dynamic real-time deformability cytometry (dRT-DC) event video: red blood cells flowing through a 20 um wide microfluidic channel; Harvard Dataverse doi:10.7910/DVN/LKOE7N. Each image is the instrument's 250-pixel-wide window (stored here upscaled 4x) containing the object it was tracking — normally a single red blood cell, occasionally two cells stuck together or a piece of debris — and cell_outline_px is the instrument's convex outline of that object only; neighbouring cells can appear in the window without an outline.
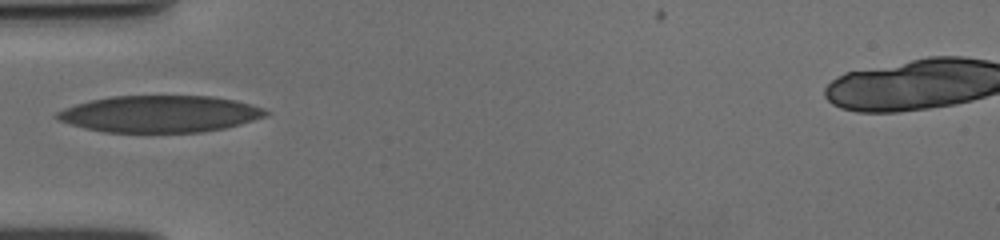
{"species": "human", "species_latin": "Homo sapiens", "temperature_condition": "cold", "stored_images_in_passage": 10, "camera_frame_rate_fps": 3000, "um_per_image_px": 0.085, "donor": {"sex": "female"}, "frame": {"image": 1, "passage_image": 1, "time_ms": 0.0, "image_size_px": [1000, 240], "cell_outline_px": [[268, 112], [264, 116], [240, 124], [224, 128], [200, 132], [104, 132], [84, 128], [56, 120], [52, 116], [56, 112], [64, 108], [88, 100], [112, 96], [216, 96], [236, 100], [264, 108]], "centroid_in_image_um": [13.52, 9.68], "position_along_channel_um": 71.5, "area_um2": 44.85}}
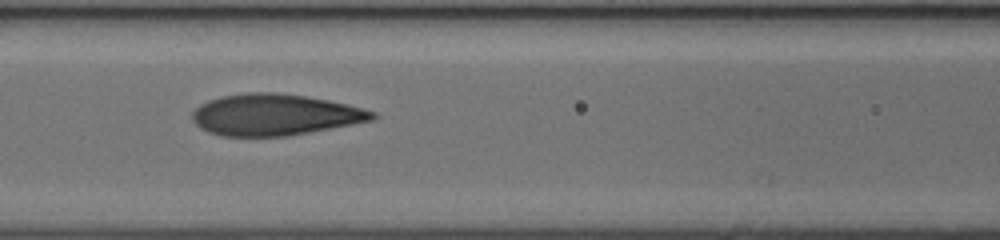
{"frame": {"image": 2, "passage_image": 7, "time_ms": 2.0, "image_size_px": [1000, 240], "cell_outline_px": [[380, 116], [372, 120], [352, 124], [308, 132], [284, 136], [224, 136], [208, 132], [200, 128], [192, 120], [192, 112], [200, 104], [208, 100], [220, 96], [248, 92], [276, 92], [304, 96], [328, 100], [348, 104], [364, 108], [376, 112]], "centroid_in_image_um": [23.35, 9.74], "position_along_channel_um": 143.3, "area_um2": 43.41}}
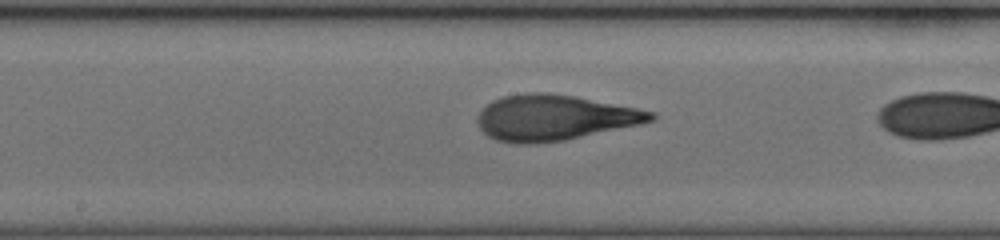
{"frame": {"image": 3, "passage_image": 9, "time_ms": 2.667, "image_size_px": [1000, 240], "cell_outline_px": [[656, 116], [652, 120], [640, 124], [564, 140], [528, 144], [516, 144], [496, 140], [488, 136], [476, 124], [476, 116], [492, 100], [500, 96], [524, 92], [548, 92], [576, 96], [656, 112]], "centroid_in_image_um": [47.06, 9.99], "position_along_channel_um": 201.1, "area_um2": 46.12}}